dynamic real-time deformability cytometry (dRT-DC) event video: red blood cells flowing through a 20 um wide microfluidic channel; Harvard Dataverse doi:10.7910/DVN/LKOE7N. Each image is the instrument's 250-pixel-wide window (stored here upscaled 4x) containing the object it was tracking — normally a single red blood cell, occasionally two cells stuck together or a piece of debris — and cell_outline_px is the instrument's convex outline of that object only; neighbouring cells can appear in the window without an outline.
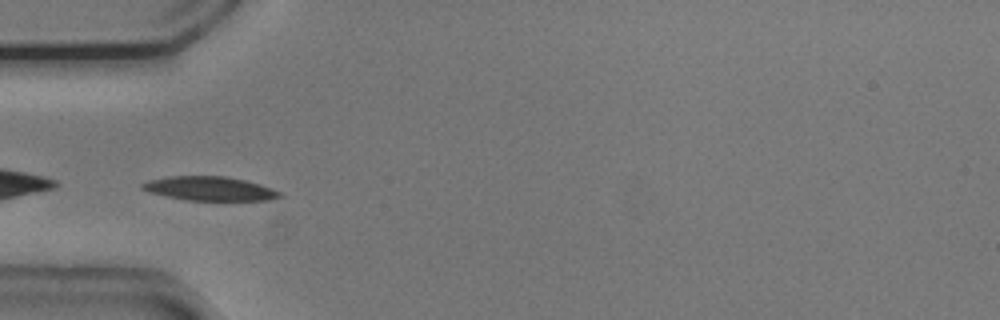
{"species": "common noctule bat (a hibernating species)", "species_latin": "Nyctalus noctula", "temperature_condition": "cold", "stored_images_in_passage": 31, "camera_frame_rate_fps": 3000, "um_per_image_px": 0.085, "animal": {"sex": "male", "body_mass_g": 20.5, "forearm_length_mm": 52.5}, "frame": {"image": 1, "passage_image": 1, "time_ms": 0.0, "image_size_px": [1000, 320], "cell_outline_px": [[284, 196], [268, 200], [188, 200], [148, 192], [140, 188], [140, 184], [148, 180], [168, 176], [224, 176], [244, 180], [260, 184], [280, 192]], "centroid_in_image_um": [17.79, 16.02], "position_along_channel_um": 67.2, "area_um2": 19.13}, "authors_computed_cell_mechanics": {"area_um2": 18.9584, "velocity_mm_per_s": 3.7199, "shape_relaxation_time_tau1_ms": 1.9122, "shape_relaxation_time_tau2_ms": 10.7932, "deformation_change_tau1": 0.1043, "deformation_change_tau2": 0.1716}}